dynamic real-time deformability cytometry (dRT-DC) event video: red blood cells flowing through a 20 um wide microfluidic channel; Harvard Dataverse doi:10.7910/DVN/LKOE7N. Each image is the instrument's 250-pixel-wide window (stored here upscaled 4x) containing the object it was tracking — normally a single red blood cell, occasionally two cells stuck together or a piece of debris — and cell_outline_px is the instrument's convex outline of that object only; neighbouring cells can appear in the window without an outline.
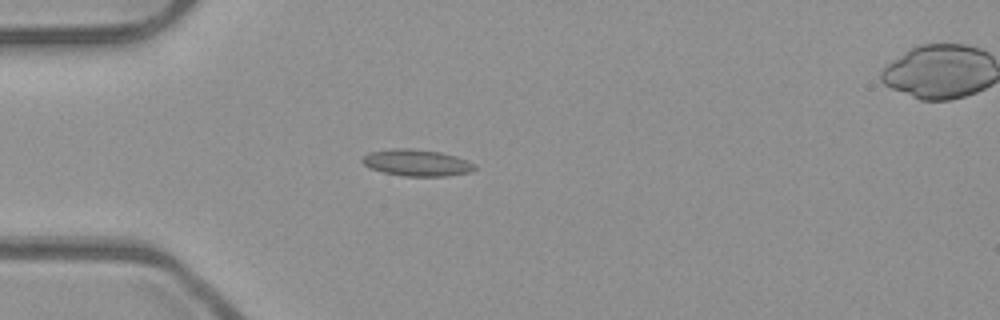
{"species": "common noctule bat (a hibernating species)", "species_latin": "Nyctalus noctula", "temperature_condition": "room temperature", "stored_images_in_passage": 41, "camera_frame_rate_fps": 3000, "um_per_image_px": 0.085, "animal": {"sex": "male", "body_mass_g": 23.1, "forearm_length_mm": 52.7}, "frame": {"image": 1, "passage_image": 3, "time_ms": 0.667, "image_size_px": [1000, 320], "cell_outline_px": [[476, 168], [472, 172], [444, 176], [404, 176], [384, 172], [372, 168], [364, 164], [360, 160], [368, 152], [392, 148], [408, 148], [440, 152], [456, 156], [476, 164]], "centroid_in_image_um": [35.44, 13.83], "position_along_channel_um": 49.6, "area_um2": 17.4}}
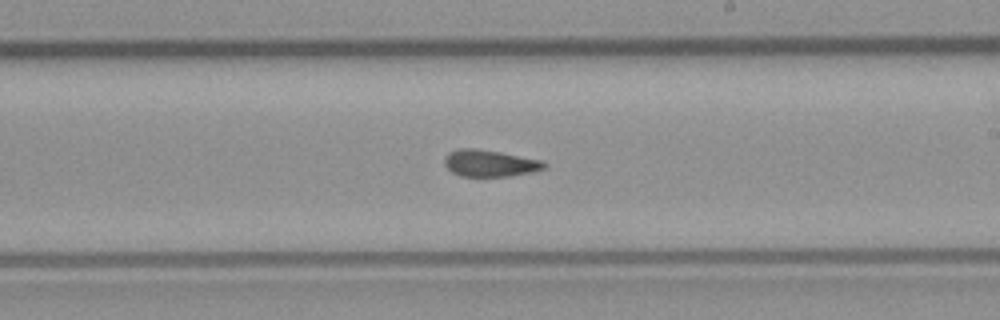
{"frame": {"image": 2, "passage_image": 19, "time_ms": 6.0, "image_size_px": [1000, 320], "cell_outline_px": [[548, 164], [544, 168], [532, 172], [508, 176], [460, 176], [452, 172], [444, 164], [444, 156], [448, 152], [460, 148], [476, 148], [500, 152], [544, 160]], "centroid_in_image_um": [41.63, 13.86], "position_along_channel_um": 247.4, "area_um2": 15.66}}
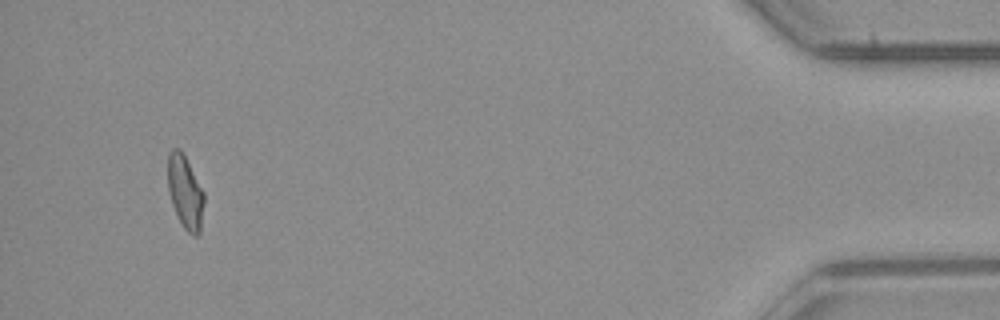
{"frame": {"image": 3, "passage_image": 38, "time_ms": 12.333, "image_size_px": [1000, 320], "cell_outline_px": [[204, 200], [200, 232], [196, 236], [192, 236], [184, 228], [172, 204], [168, 192], [168, 152], [172, 148], [180, 148], [204, 192]], "centroid_in_image_um": [15.73, 16.32], "position_along_channel_um": 419.5, "area_um2": 15.32}, "authors_computed_cell_mechanics": {"area_um2": 15.6638, "velocity_mm_per_s": 3.9502, "shape_relaxation_time_tau1_ms": null, "shape_relaxation_time_tau2_ms": 2.7631, "deformation_change_tau1": null, "deformation_change_tau2": 0.0886}}